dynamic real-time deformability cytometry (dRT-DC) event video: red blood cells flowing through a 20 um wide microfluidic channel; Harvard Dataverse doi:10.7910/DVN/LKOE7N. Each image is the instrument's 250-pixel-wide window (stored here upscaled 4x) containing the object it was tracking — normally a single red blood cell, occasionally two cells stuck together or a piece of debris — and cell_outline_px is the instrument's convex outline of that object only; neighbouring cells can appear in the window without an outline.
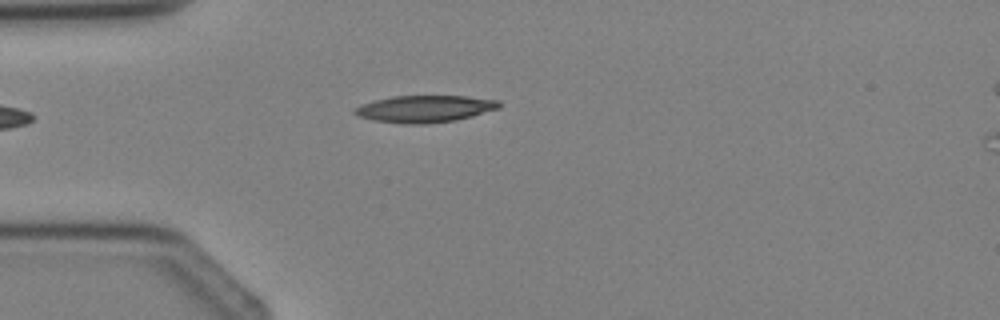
{"species": "Egyptian fruit bat (a non-hibernating species)", "species_latin": "Rousettus aegyptiacus", "temperature_condition": "cold", "stored_images_in_passage": 1, "camera_frame_rate_fps": 3000, "um_per_image_px": 0.085, "animal": {"sex": "female"}, "frame": {"image": 1, "passage_image": 1, "time_ms": 0.0, "image_size_px": [1000, 320], "cell_outline_px": [[500, 108], [472, 116], [456, 120], [424, 124], [404, 124], [376, 120], [356, 116], [352, 112], [360, 104], [392, 96], [468, 96], [500, 100]], "centroid_in_image_um": [36.12, 9.25], "position_along_channel_um": 48.9, "area_um2": 22.72}}